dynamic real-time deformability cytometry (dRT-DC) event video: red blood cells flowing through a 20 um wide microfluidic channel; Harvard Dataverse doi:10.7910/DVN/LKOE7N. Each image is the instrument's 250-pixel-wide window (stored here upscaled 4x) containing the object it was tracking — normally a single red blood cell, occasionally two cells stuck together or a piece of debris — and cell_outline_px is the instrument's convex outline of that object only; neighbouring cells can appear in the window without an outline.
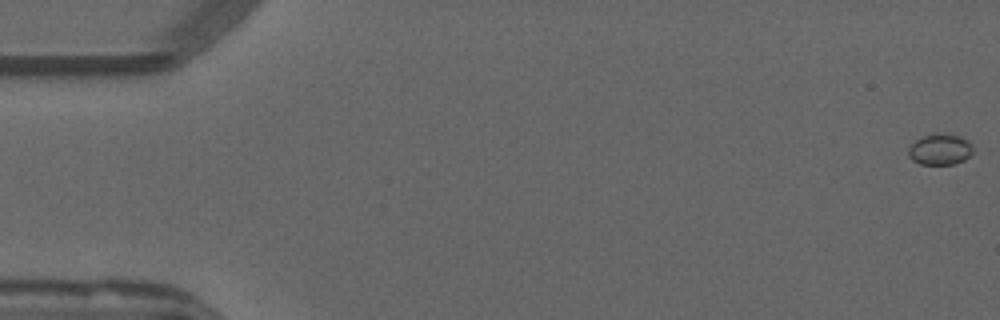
{"species": "common noctule bat (a hibernating species)", "species_latin": "Nyctalus noctula", "temperature_condition": "warm", "stored_images_in_passage": 18, "camera_frame_rate_fps": 3000, "um_per_image_px": 0.085, "animal": {"sex": "male", "forearm_length_mm": 52.5}, "frame": {"image": 1, "passage_image": 1, "time_ms": 0.0, "image_size_px": [1000, 320], "cell_outline_px": [[980, 148], [976, 152], [964, 160], [952, 164], [920, 164], [912, 160], [908, 156], [908, 148], [916, 140], [924, 136], [960, 136], [968, 140]], "centroid_in_image_um": [80.01, 12.74], "position_along_channel_um": 5.0, "area_um2": 11.62}}
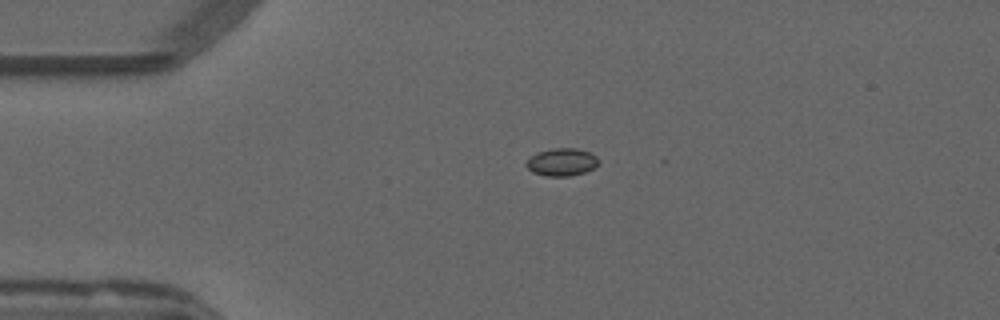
{"frame": {"image": 2, "passage_image": 13, "time_ms": 4.0, "image_size_px": [1000, 320], "cell_outline_px": [[600, 160], [592, 168], [584, 172], [568, 176], [544, 176], [532, 172], [524, 164], [532, 156], [540, 152], [556, 148], [576, 148], [588, 152], [596, 156]], "centroid_in_image_um": [47.74, 13.78], "position_along_channel_um": 37.3, "area_um2": 11.39}}